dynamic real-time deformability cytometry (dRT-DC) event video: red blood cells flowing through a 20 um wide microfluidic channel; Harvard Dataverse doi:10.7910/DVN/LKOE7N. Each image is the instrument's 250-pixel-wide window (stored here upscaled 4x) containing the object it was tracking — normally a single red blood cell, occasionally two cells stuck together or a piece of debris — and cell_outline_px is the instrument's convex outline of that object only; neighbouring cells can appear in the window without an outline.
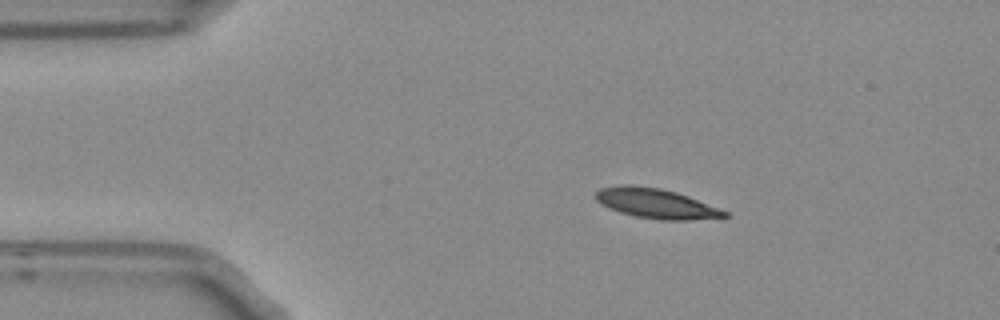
{"species": "Egyptian fruit bat (a non-hibernating species)", "species_latin": "Rousettus aegyptiacus", "temperature_condition": "room temperature", "stored_images_in_passage": 4, "camera_frame_rate_fps": 3000, "um_per_image_px": 0.085, "frame": {"image": 1, "passage_image": 2, "time_ms": 0.333, "image_size_px": [1000, 320], "cell_outline_px": [[732, 216], [684, 220], [660, 220], [636, 216], [620, 212], [596, 200], [596, 192], [600, 188], [620, 184], [632, 184], [660, 188], [676, 192], [688, 196], [728, 212]], "centroid_in_image_um": [55.76, 17.28], "position_along_channel_um": 29.2, "area_um2": 22.14}}